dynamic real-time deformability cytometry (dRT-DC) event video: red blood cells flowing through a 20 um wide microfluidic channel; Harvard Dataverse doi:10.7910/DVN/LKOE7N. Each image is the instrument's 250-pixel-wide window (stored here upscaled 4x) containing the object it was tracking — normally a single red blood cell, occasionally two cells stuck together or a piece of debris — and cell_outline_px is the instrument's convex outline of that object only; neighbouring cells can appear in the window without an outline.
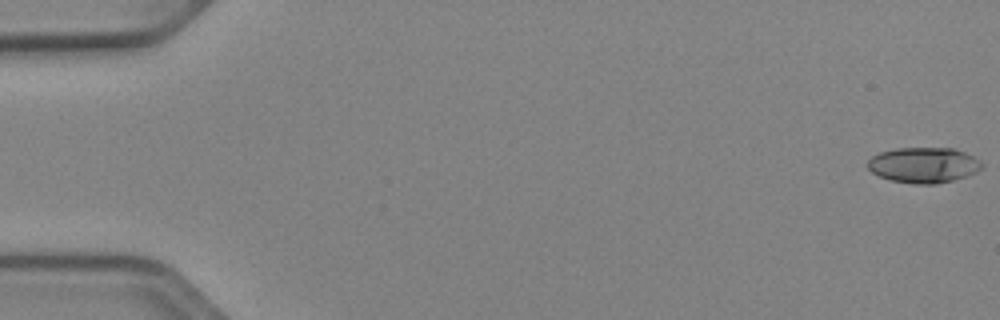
{"species": "Egyptian fruit bat (a non-hibernating species)", "species_latin": "Rousettus aegyptiacus", "temperature_condition": "cold", "stored_images_in_passage": 54, "segment_of_instrument_passage": [1, 2], "camera_frame_rate_fps": 3000, "um_per_image_px": 0.085, "animal": {"sex": "female"}, "frame": {"image": 1, "passage_image": 1, "time_ms": 0.0, "image_size_px": [1000, 320], "cell_outline_px": [[984, 168], [976, 172], [952, 180], [936, 184], [916, 184], [888, 180], [872, 172], [864, 164], [872, 156], [880, 152], [896, 148], [952, 148], [964, 152], [980, 160], [984, 164]], "centroid_in_image_um": [78.49, 14.03], "position_along_channel_um": 6.5, "area_um2": 23.76}}
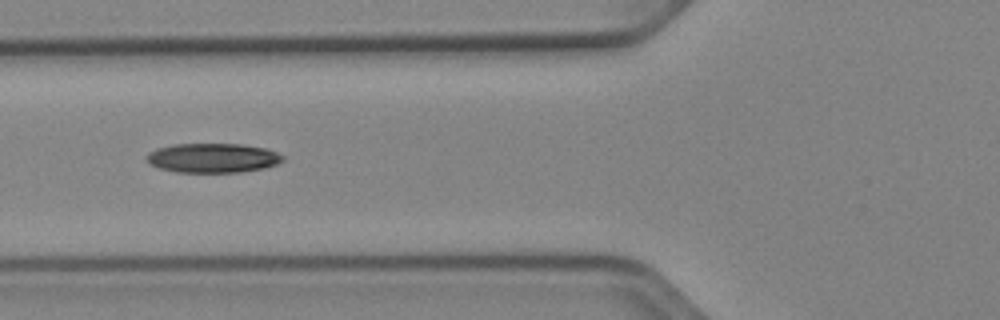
{"frame": {"image": 2, "passage_image": 21, "time_ms": 6.667, "image_size_px": [1000, 320], "cell_outline_px": [[284, 160], [276, 164], [264, 168], [240, 172], [176, 172], [160, 168], [148, 164], [144, 160], [144, 156], [148, 152], [156, 148], [172, 144], [244, 144], [268, 148], [284, 156]], "centroid_in_image_um": [18.04, 13.42], "position_along_channel_um": 107.8, "area_um2": 23.7}}
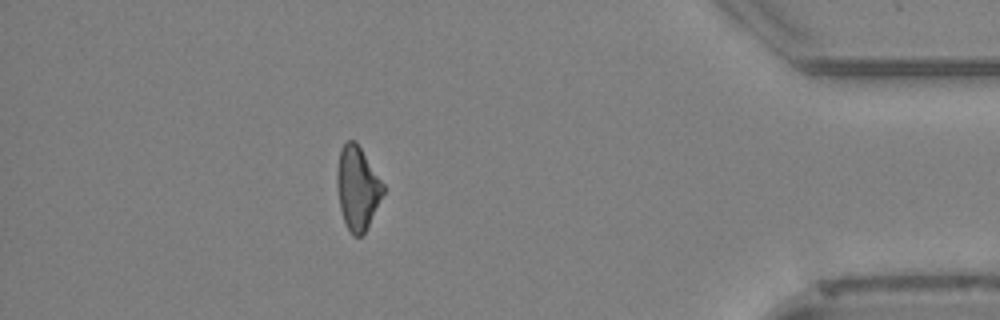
{"frame": {"image": 3, "passage_image": 47, "time_ms": 15.333, "image_size_px": [1000, 320], "cell_outline_px": [[384, 192], [364, 232], [360, 236], [352, 236], [344, 220], [340, 208], [336, 184], [336, 172], [340, 148], [348, 140], [356, 140], [384, 184]], "centroid_in_image_um": [30.36, 15.93], "position_along_channel_um": 404.8, "area_um2": 22.25}}